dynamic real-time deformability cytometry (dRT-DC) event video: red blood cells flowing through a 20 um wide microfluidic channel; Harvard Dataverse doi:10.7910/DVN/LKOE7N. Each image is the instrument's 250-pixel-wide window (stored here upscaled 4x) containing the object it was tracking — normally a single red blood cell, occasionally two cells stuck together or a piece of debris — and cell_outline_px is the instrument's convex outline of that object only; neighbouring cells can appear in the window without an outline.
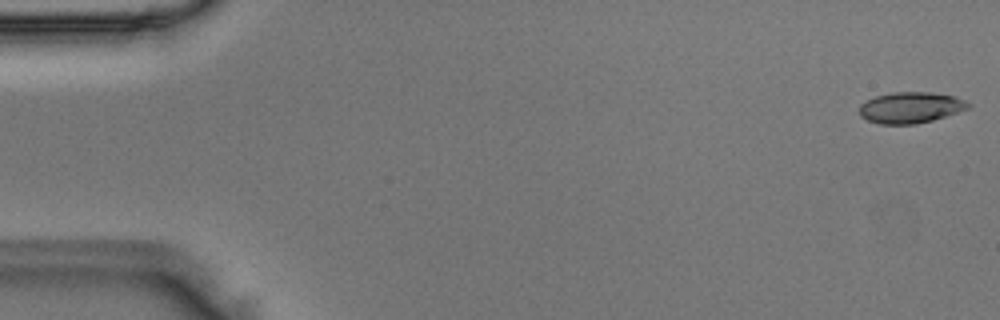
{"species": "Egyptian fruit bat (a non-hibernating species)", "species_latin": "Rousettus aegyptiacus", "temperature_condition": "room temperature", "stored_images_in_passage": 50, "camera_frame_rate_fps": 3000, "um_per_image_px": 0.085, "animal": {"sex": "male"}, "frame": {"image": 1, "passage_image": 1, "time_ms": 0.0, "image_size_px": [1000, 320], "cell_outline_px": [[972, 104], [968, 108], [932, 120], [916, 124], [880, 124], [868, 120], [860, 116], [860, 104], [876, 96], [892, 92], [928, 92], [956, 96]], "centroid_in_image_um": [77.39, 9.14], "position_along_channel_um": 7.6, "area_um2": 19.54}}
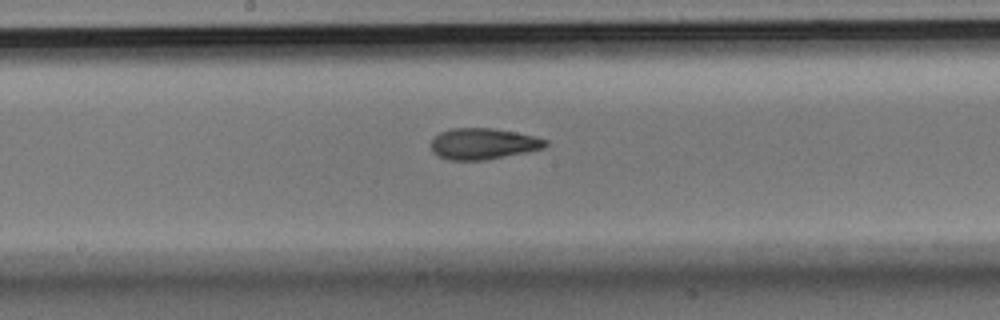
{"frame": {"image": 2, "passage_image": 26, "time_ms": 8.333, "image_size_px": [1000, 320], "cell_outline_px": [[548, 144], [544, 148], [484, 160], [452, 160], [440, 156], [432, 152], [432, 140], [440, 132], [452, 128], [492, 128], [516, 132], [536, 136], [548, 140]], "centroid_in_image_um": [41.09, 12.21], "position_along_channel_um": 207.1, "area_um2": 20.58}}
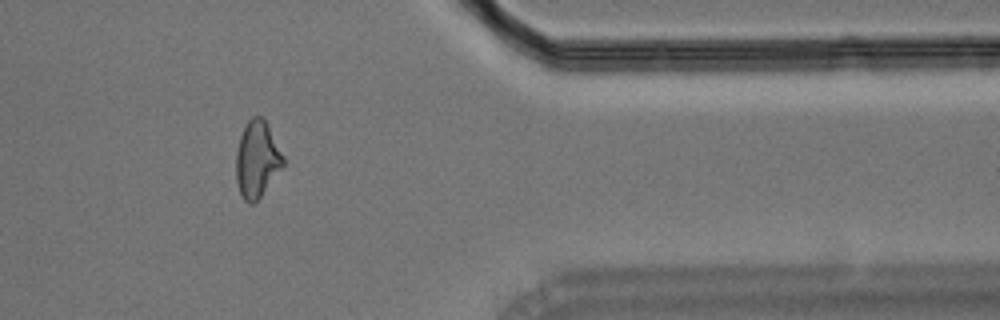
{"frame": {"image": 3, "passage_image": 41, "time_ms": 13.333, "image_size_px": [1000, 320], "cell_outline_px": [[284, 164], [260, 196], [252, 204], [248, 204], [244, 200], [240, 192], [236, 180], [236, 152], [240, 136], [248, 120], [252, 116], [264, 116], [284, 156]], "centroid_in_image_um": [21.84, 13.5], "position_along_channel_um": 389.6, "area_um2": 20.87}}